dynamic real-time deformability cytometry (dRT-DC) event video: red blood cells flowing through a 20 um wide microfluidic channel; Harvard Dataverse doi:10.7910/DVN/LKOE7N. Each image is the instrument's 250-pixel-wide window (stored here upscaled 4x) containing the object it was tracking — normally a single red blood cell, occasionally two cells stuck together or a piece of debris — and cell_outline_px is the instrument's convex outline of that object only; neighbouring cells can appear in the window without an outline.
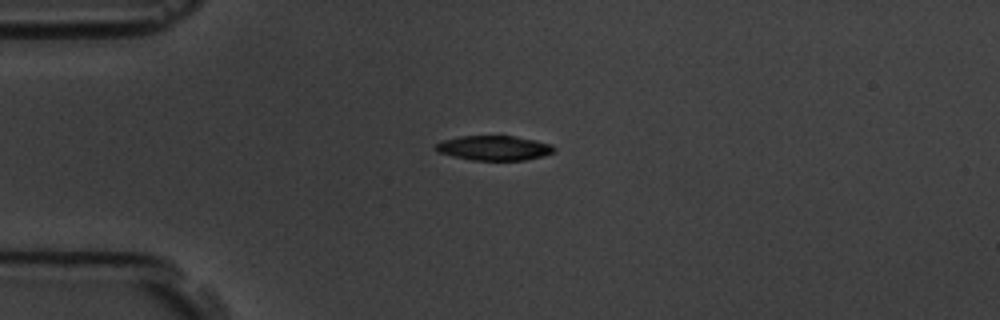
{"species": "common noctule bat (a hibernating species)", "species_latin": "Nyctalus noctula", "temperature_condition": "room temperature", "stored_images_in_passage": 5, "camera_frame_rate_fps": 3000, "um_per_image_px": 0.085, "animal": {"sex": "male", "body_mass_g": 19.5, "forearm_length_mm": 54.6}, "frame": {"image": 1, "passage_image": 3, "time_ms": 2.333, "image_size_px": [1000, 320], "cell_outline_px": [[556, 148], [552, 152], [540, 156], [524, 160], [472, 160], [452, 156], [440, 152], [432, 148], [436, 144], [444, 140], [460, 136], [512, 136], [536, 140], [552, 144]], "centroid_in_image_um": [41.98, 12.57], "position_along_channel_um": 43.0, "area_um2": 16.88}}
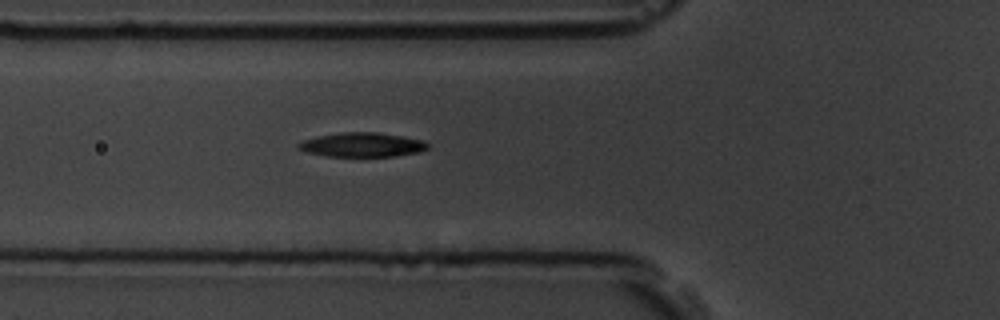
{"frame": {"image": 2, "passage_image": 5, "time_ms": 4.333, "image_size_px": [1000, 320], "cell_outline_px": [[428, 148], [416, 152], [396, 156], [324, 156], [308, 152], [296, 148], [296, 144], [304, 140], [320, 136], [340, 132], [376, 132], [404, 136], [424, 140], [428, 144]], "centroid_in_image_um": [30.78, 12.3], "position_along_channel_um": 95.0, "area_um2": 18.21}}